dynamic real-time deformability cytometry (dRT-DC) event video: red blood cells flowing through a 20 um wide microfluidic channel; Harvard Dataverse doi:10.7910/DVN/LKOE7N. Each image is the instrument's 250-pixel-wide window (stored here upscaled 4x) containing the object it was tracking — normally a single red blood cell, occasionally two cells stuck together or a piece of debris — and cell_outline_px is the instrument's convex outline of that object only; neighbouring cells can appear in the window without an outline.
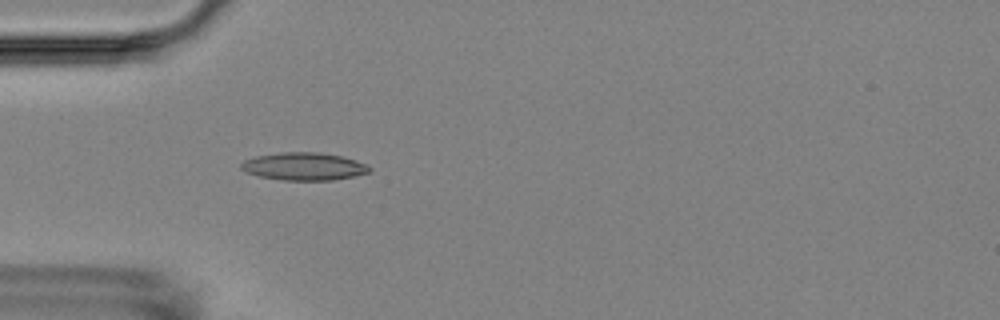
{"species": "Egyptian fruit bat (a non-hibernating species)", "species_latin": "Rousettus aegyptiacus", "temperature_condition": "room temperature", "stored_images_in_passage": 4, "camera_frame_rate_fps": 3000, "um_per_image_px": 0.085, "animal": {"sex": "female"}, "frame": {"image": 1, "passage_image": 4, "time_ms": 3.333, "image_size_px": [1000, 320], "cell_outline_px": [[372, 172], [332, 180], [284, 180], [260, 176], [244, 172], [240, 168], [240, 164], [244, 160], [256, 156], [280, 152], [316, 152], [340, 156], [356, 160], [372, 168]], "centroid_in_image_um": [25.81, 14.14], "position_along_channel_um": 59.2, "area_um2": 20.63}}